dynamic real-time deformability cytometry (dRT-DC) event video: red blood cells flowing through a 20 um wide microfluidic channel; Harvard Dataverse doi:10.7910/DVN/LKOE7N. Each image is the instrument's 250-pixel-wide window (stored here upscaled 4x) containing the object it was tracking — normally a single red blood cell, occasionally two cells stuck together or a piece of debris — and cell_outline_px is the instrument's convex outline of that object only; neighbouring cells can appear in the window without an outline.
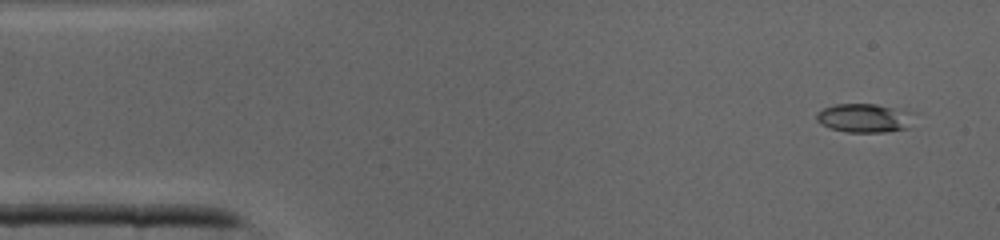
{"species": "common noctule bat (a hibernating species)", "species_latin": "Nyctalus noctula", "temperature_condition": "cold", "stored_images_in_passage": 40, "camera_frame_rate_fps": 3000, "um_per_image_px": 0.085, "animal": {"sex": "male", "body_mass_g": 19.0, "forearm_length_mm": 50.8}, "frame": {"image": 1, "passage_image": 1, "time_ms": 0.0, "image_size_px": [1000, 240], "cell_outline_px": [[916, 112], [908, 128], [884, 132], [848, 132], [832, 128], [820, 124], [816, 120], [816, 112], [824, 108], [836, 104], [876, 104]], "centroid_in_image_um": [73.49, 10.02], "position_along_channel_um": 11.5, "area_um2": 16.47}}
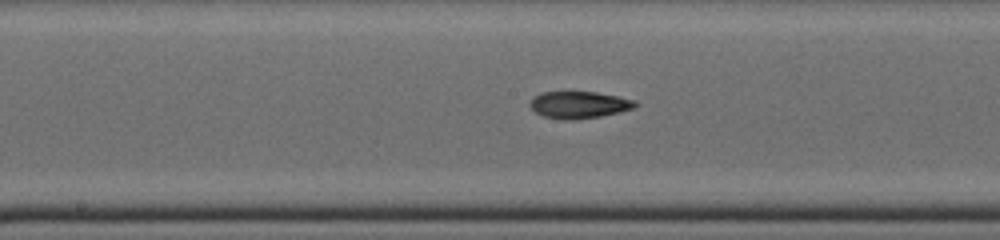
{"frame": {"image": 2, "passage_image": 19, "time_ms": 6.0, "image_size_px": [1000, 240], "cell_outline_px": [[640, 104], [632, 108], [620, 112], [600, 116], [572, 120], [564, 120], [544, 116], [536, 112], [528, 104], [536, 96], [544, 92], [596, 92], [636, 100]], "centroid_in_image_um": [49.25, 8.91], "position_along_channel_um": 198.9, "area_um2": 16.36}}
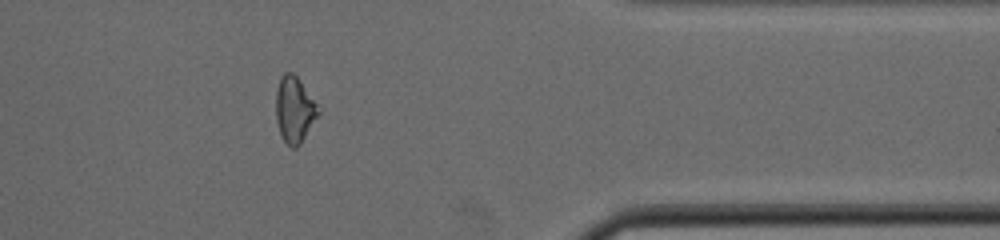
{"frame": {"image": 3, "passage_image": 32, "time_ms": 10.333, "image_size_px": [1000, 240], "cell_outline_px": [[320, 112], [300, 144], [296, 148], [292, 148], [280, 136], [276, 120], [276, 92], [280, 76], [284, 72], [292, 72], [300, 80], [316, 104]], "centroid_in_image_um": [25.0, 9.31], "position_along_channel_um": 386.4, "area_um2": 16.13}}